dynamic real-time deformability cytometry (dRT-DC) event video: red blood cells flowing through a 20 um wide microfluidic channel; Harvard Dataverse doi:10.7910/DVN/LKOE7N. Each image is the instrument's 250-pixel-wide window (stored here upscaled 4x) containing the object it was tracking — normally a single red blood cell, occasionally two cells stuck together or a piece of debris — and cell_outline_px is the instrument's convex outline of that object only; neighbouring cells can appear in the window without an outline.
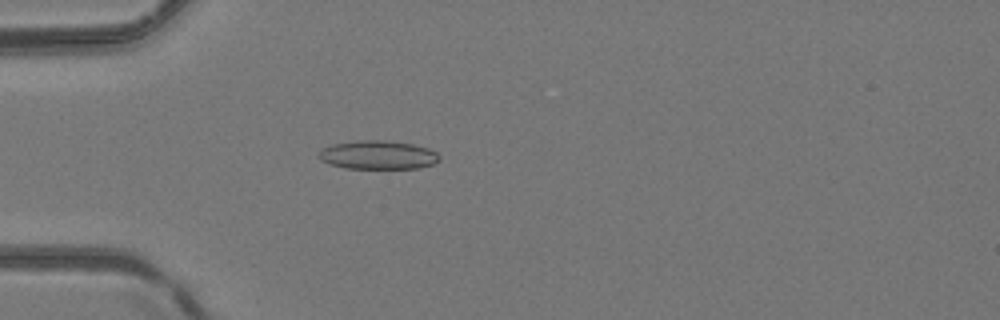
{"species": "common noctule bat (a hibernating species)", "species_latin": "Nyctalus noctula", "temperature_condition": "room temperature", "stored_images_in_passage": 4, "camera_frame_rate_fps": 3000, "um_per_image_px": 0.085, "animal": {"sex": "female", "body_mass_g": 24.6, "forearm_length_mm": 56.2}, "frame": {"image": 1, "passage_image": 4, "time_ms": 3.333, "image_size_px": [1000, 320], "cell_outline_px": [[440, 160], [432, 164], [416, 168], [344, 168], [328, 164], [320, 160], [316, 156], [324, 148], [332, 144], [356, 140], [384, 140], [412, 144], [428, 148], [436, 152], [440, 156]], "centroid_in_image_um": [32.09, 13.17], "position_along_channel_um": 52.9, "area_um2": 20.17}}